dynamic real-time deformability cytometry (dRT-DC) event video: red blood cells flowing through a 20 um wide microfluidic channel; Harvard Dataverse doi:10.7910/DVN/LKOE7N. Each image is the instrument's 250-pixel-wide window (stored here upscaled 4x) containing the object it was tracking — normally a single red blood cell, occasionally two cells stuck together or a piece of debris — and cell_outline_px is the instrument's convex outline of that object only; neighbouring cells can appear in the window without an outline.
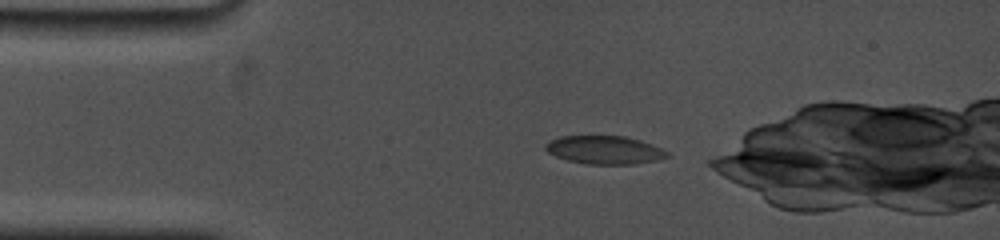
{"species": "common noctule bat (a hibernating species)", "species_latin": "Nyctalus noctula", "temperature_condition": "cold", "stored_images_in_passage": 42, "camera_frame_rate_fps": 5000, "um_per_image_px": 0.085, "animal": {"sex": "female", "body_mass_g": 19.0, "forearm_length_mm": 53.3}, "frame": {"image": 1, "passage_image": 2, "time_ms": 0.4, "image_size_px": [1000, 240], "cell_outline_px": [[672, 156], [656, 160], [636, 164], [584, 164], [568, 160], [556, 156], [548, 152], [544, 148], [544, 144], [548, 140], [560, 136], [624, 136], [640, 140], [652, 144], [668, 152]], "centroid_in_image_um": [51.37, 12.74], "position_along_channel_um": 33.6, "area_um2": 20.17}}
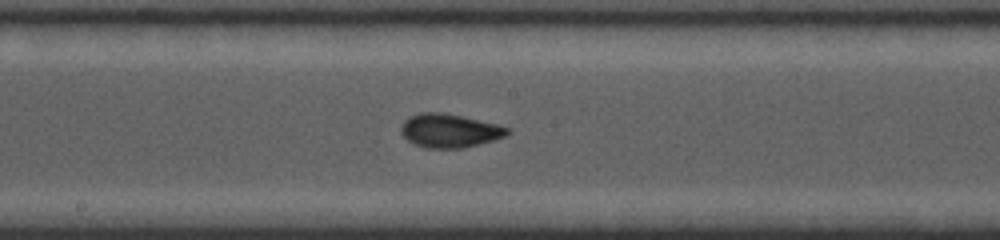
{"frame": {"image": 2, "passage_image": 16, "time_ms": 6.0, "image_size_px": [1000, 240], "cell_outline_px": [[512, 132], [508, 136], [464, 148], [424, 148], [408, 140], [400, 132], [400, 124], [408, 116], [420, 112], [444, 112], [496, 124], [508, 128]], "centroid_in_image_um": [38.19, 11.1], "position_along_channel_um": 210.0, "area_um2": 21.04}}
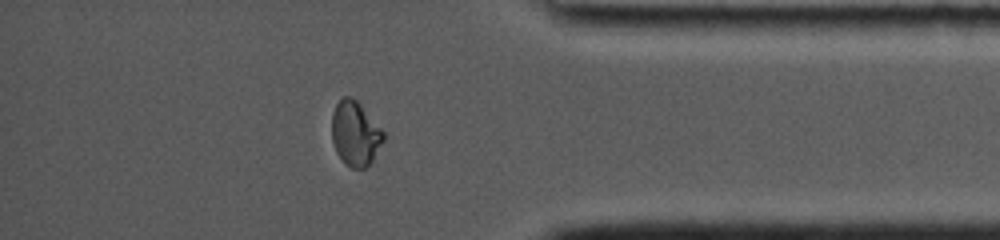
{"frame": {"image": 3, "passage_image": 33, "time_ms": 11.4, "image_size_px": [1000, 240], "cell_outline_px": [[384, 140], [372, 160], [364, 168], [352, 168], [344, 164], [336, 152], [332, 140], [332, 112], [336, 104], [344, 96], [352, 96], [360, 104], [384, 132]], "centroid_in_image_um": [30.17, 11.35], "position_along_channel_um": 405.0, "area_um2": 19.31}}